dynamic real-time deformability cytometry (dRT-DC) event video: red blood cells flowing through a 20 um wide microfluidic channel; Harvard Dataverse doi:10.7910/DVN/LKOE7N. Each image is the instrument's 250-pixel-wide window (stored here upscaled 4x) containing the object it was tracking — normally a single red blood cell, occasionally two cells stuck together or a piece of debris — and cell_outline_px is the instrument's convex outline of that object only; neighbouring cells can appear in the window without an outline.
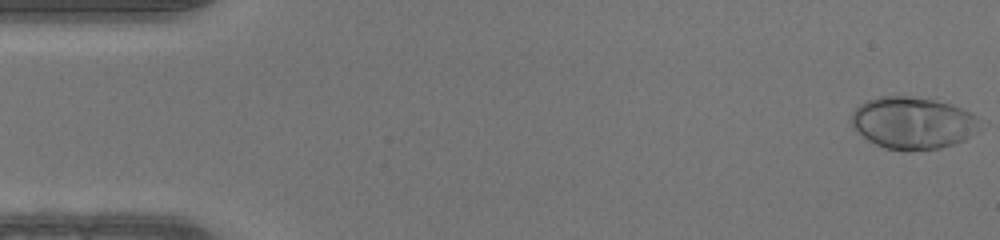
{"species": "human", "species_latin": "Homo sapiens", "temperature_condition": "warm", "stored_images_in_passage": 47, "camera_frame_rate_fps": 3000, "um_per_image_px": 0.085, "donor": {"sex": "male"}, "frame": {"image": 1, "passage_image": 1, "time_ms": 0.0, "image_size_px": [1000, 240], "cell_outline_px": [[976, 116], [968, 136], [964, 140], [940, 148], [908, 152], [884, 148], [868, 140], [856, 132], [852, 128], [852, 112], [860, 104], [868, 100], [880, 96], [908, 96], [936, 100], [952, 104], [972, 112]], "centroid_in_image_um": [77.48, 10.45], "position_along_channel_um": 7.5, "area_um2": 38.55}}
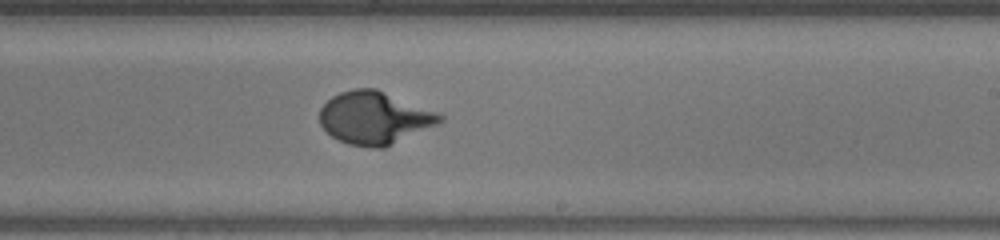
{"frame": {"image": 2, "passage_image": 28, "time_ms": 9.0, "image_size_px": [1000, 240], "cell_outline_px": [[444, 120], [436, 124], [384, 148], [368, 148], [348, 144], [332, 136], [320, 124], [320, 108], [332, 96], [340, 92], [352, 88], [376, 88], [436, 112], [444, 116]], "centroid_in_image_um": [31.8, 10.01], "position_along_channel_um": 257.2, "area_um2": 36.53}}
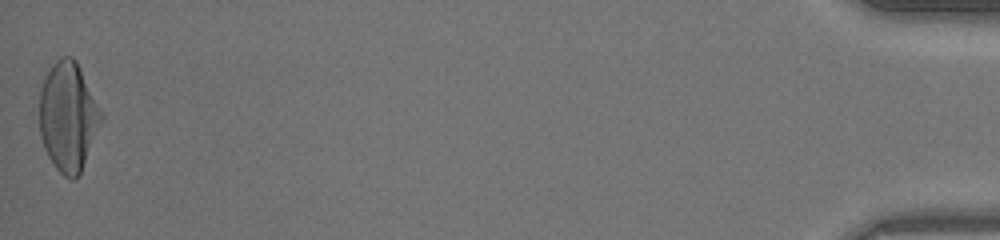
{"frame": {"image": 3, "passage_image": 47, "time_ms": 15.333, "image_size_px": [1000, 240], "cell_outline_px": [[104, 116], [80, 176], [72, 180], [64, 176], [56, 168], [48, 156], [44, 148], [40, 136], [40, 88], [52, 64], [56, 60], [64, 56], [72, 56], [76, 60]], "centroid_in_image_um": [5.8, 9.94], "position_along_channel_um": 429.4, "area_um2": 39.25}}